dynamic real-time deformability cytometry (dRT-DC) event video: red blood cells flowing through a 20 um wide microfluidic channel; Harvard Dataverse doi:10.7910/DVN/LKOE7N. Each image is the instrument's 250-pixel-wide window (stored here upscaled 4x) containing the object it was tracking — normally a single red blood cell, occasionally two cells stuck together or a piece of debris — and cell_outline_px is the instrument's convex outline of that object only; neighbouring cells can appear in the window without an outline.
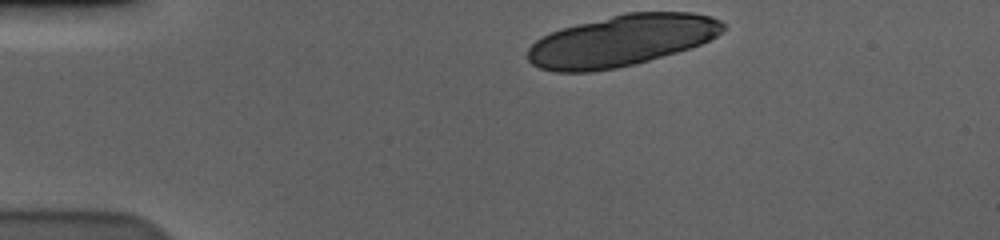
{"species": "human", "species_latin": "Homo sapiens", "temperature_condition": "cold", "stored_images_in_passage": 11, "camera_frame_rate_fps": 3000, "um_per_image_px": 0.085, "donor": {"sex": "male"}, "frame": {"image": 1, "passage_image": 1, "time_ms": 0.0, "image_size_px": [1000, 240], "cell_outline_px": [[724, 28], [716, 36], [700, 44], [676, 52], [636, 64], [616, 68], [592, 72], [556, 72], [540, 68], [532, 64], [528, 60], [528, 48], [536, 40], [560, 28], [624, 12], [692, 12], [712, 16], [720, 20], [724, 24]], "centroid_in_image_um": [52.81, 3.45], "position_along_channel_um": 32.2, "area_um2": 58.38}}